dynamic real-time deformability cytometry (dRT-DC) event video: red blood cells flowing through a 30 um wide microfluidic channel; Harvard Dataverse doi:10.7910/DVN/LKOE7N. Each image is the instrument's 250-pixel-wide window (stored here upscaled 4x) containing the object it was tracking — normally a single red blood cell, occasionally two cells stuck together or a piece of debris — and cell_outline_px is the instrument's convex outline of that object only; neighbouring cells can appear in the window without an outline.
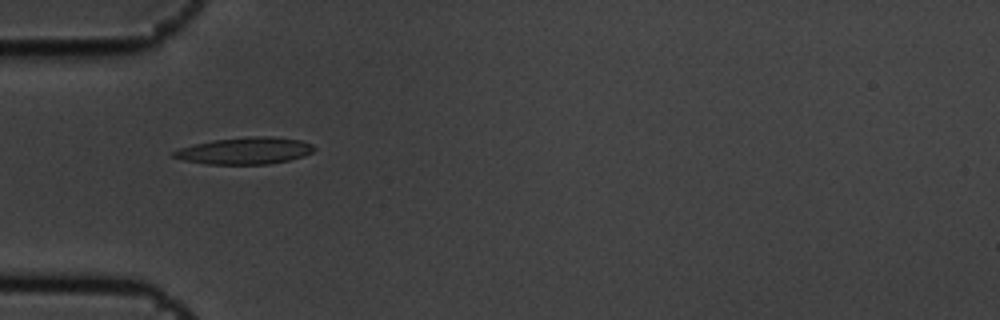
{"species": "common noctule bat (a hibernating species)", "species_latin": "Nyctalus noctula", "temperature_condition": "cold", "stored_images_in_passage": 15, "camera_frame_rate_fps": 3000, "um_per_image_px": 0.085, "animal": {"sex": "male", "body_mass_g": 19.5, "forearm_length_mm": 54.6}, "frame": {"image": 1, "passage_image": 5, "time_ms": 1.333, "image_size_px": [1000, 320], "cell_outline_px": [[316, 148], [312, 152], [304, 156], [288, 160], [268, 164], [208, 164], [184, 160], [172, 156], [172, 152], [180, 148], [192, 144], [212, 140], [248, 136], [272, 136], [300, 140], [312, 144]], "centroid_in_image_um": [20.82, 12.8], "position_along_channel_um": 64.2, "area_um2": 22.02}}
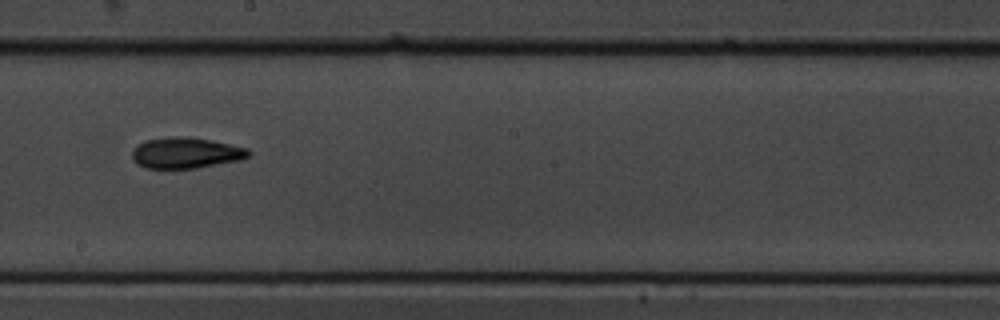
{"frame": {"image": 2, "passage_image": 9, "time_ms": 2.667, "image_size_px": [1000, 320], "cell_outline_px": [[252, 152], [248, 156], [240, 160], [196, 168], [144, 168], [136, 164], [132, 156], [132, 152], [136, 144], [144, 140], [168, 136], [184, 136], [208, 140], [248, 148]], "centroid_in_image_um": [15.75, 12.99], "position_along_channel_um": 232.5, "area_um2": 21.04}}
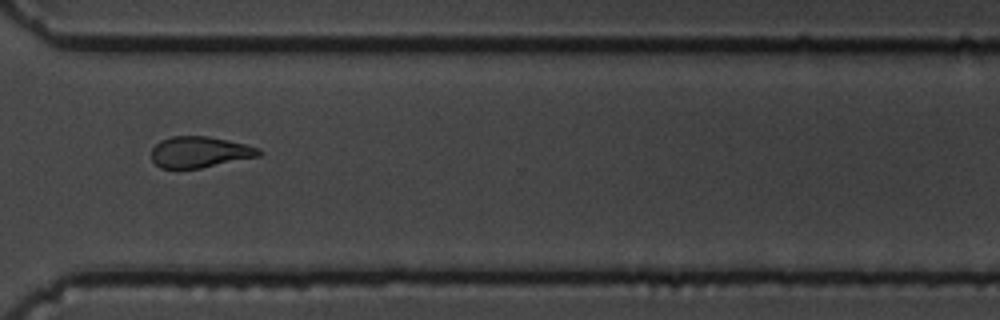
{"frame": {"image": 3, "passage_image": 12, "time_ms": 3.667, "image_size_px": [1000, 320], "cell_outline_px": [[264, 152], [260, 156], [200, 168], [160, 168], [152, 160], [152, 148], [160, 140], [172, 136], [208, 136], [228, 140], [260, 148]], "centroid_in_image_um": [16.99, 12.92], "position_along_channel_um": 353.6, "area_um2": 19.48}}